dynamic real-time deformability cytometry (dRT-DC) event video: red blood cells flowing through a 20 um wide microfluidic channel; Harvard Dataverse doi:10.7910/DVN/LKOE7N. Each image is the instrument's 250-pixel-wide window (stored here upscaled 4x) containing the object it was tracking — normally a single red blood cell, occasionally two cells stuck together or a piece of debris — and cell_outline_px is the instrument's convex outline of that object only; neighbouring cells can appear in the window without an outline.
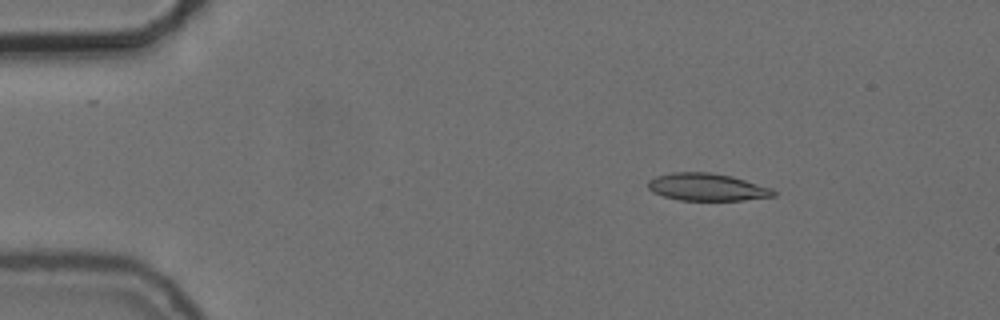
{"species": "common noctule bat (a hibernating species)", "species_latin": "Nyctalus noctula", "temperature_condition": "cold", "stored_images_in_passage": 5, "camera_frame_rate_fps": 3000, "um_per_image_px": 0.085, "animal": {"sex": "female", "body_mass_g": 24.6, "forearm_length_mm": 56.2}, "frame": {"image": 1, "passage_image": 1, "time_ms": 0.0, "image_size_px": [1000, 320], "cell_outline_px": [[776, 196], [744, 200], [680, 200], [664, 196], [652, 192], [648, 188], [648, 180], [656, 176], [672, 172], [708, 172], [732, 176], [772, 188], [776, 192]], "centroid_in_image_um": [60.1, 15.9], "position_along_channel_um": 24.9, "area_um2": 20.06}}
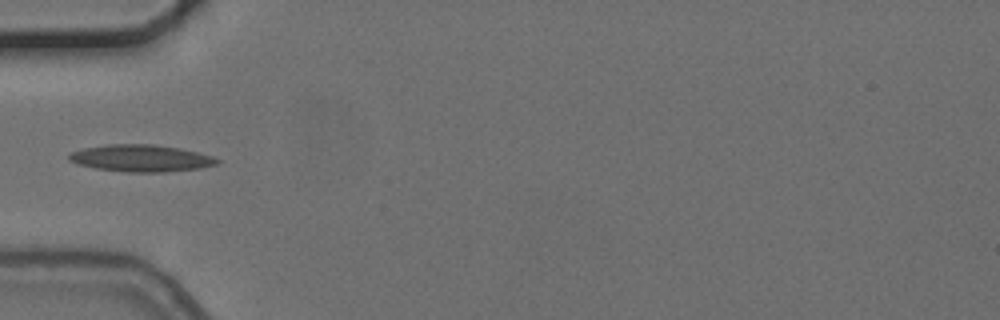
{"frame": {"image": 2, "passage_image": 4, "time_ms": 3.333, "image_size_px": [1000, 320], "cell_outline_px": [[220, 160], [216, 164], [200, 168], [164, 172], [128, 172], [96, 168], [76, 164], [68, 160], [68, 152], [84, 148], [108, 144], [156, 144], [180, 148], [212, 156]], "centroid_in_image_um": [11.94, 13.44], "position_along_channel_um": 73.1, "area_um2": 23.29}}